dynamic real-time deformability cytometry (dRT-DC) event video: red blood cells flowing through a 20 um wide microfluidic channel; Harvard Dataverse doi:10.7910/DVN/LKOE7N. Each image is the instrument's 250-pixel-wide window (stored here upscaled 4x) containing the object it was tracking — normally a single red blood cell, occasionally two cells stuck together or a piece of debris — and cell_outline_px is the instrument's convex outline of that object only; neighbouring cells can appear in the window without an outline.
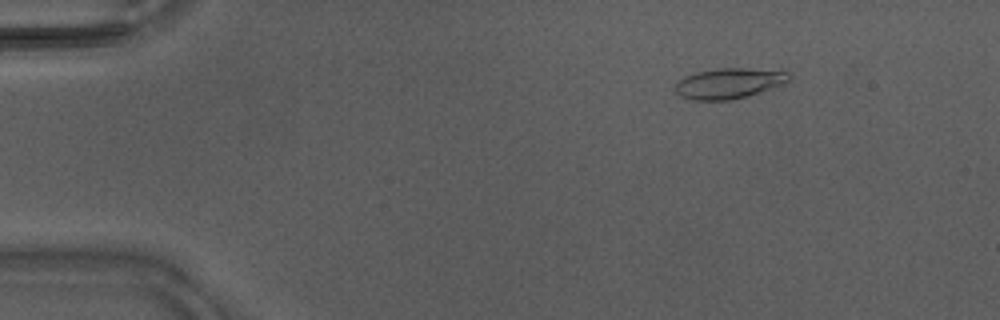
{"species": "Egyptian fruit bat (a non-hibernating species)", "species_latin": "Rousettus aegyptiacus", "temperature_condition": "warm", "stored_images_in_passage": 41, "camera_frame_rate_fps": 3000, "um_per_image_px": 0.085, "animal": {"sex": "male"}, "frame": {"image": 1, "passage_image": 2, "time_ms": 0.333, "image_size_px": [1000, 320], "cell_outline_px": [[788, 80], [772, 88], [748, 96], [732, 100], [692, 100], [680, 96], [676, 92], [676, 80], [684, 76], [696, 72], [716, 68], [744, 68], [788, 72]], "centroid_in_image_um": [61.87, 7.09], "position_along_channel_um": 23.1, "area_um2": 20.06}}
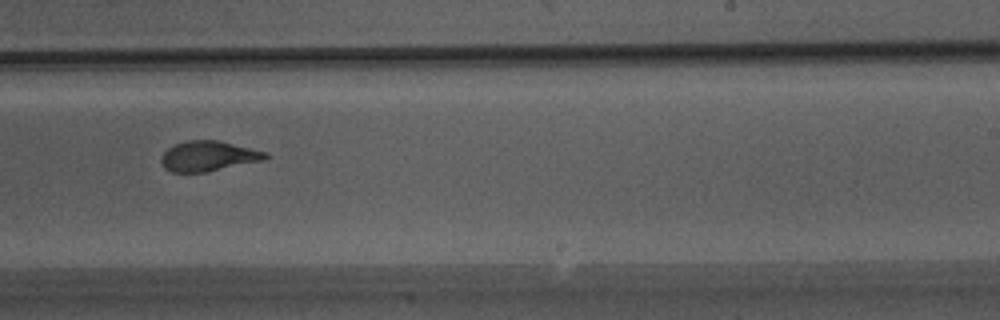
{"frame": {"image": 2, "passage_image": 24, "time_ms": 7.667, "image_size_px": [1000, 320], "cell_outline_px": [[272, 156], [264, 160], [204, 172], [172, 172], [164, 168], [160, 160], [160, 156], [172, 144], [184, 140], [220, 140], [268, 152]], "centroid_in_image_um": [17.71, 13.25], "position_along_channel_um": 271.3, "area_um2": 18.61}}
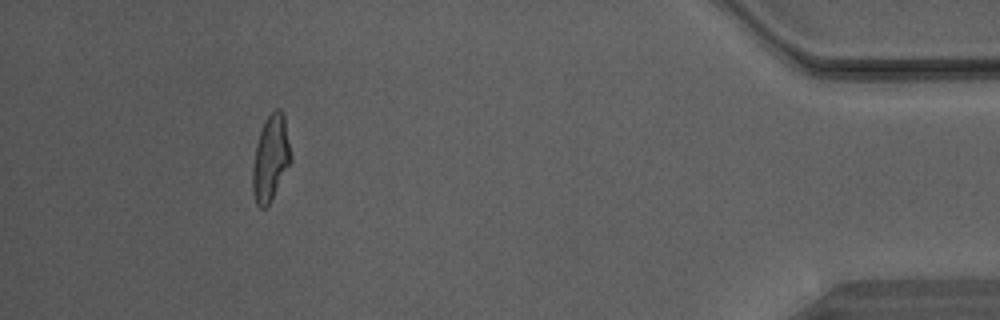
{"frame": {"image": 3, "passage_image": 37, "time_ms": 12.0, "image_size_px": [1000, 320], "cell_outline_px": [[292, 160], [268, 204], [264, 208], [260, 208], [256, 204], [252, 192], [252, 168], [256, 144], [264, 120], [276, 108], [280, 108], [284, 112], [292, 156]], "centroid_in_image_um": [23.0, 13.4], "position_along_channel_um": 412.2, "area_um2": 19.13}}